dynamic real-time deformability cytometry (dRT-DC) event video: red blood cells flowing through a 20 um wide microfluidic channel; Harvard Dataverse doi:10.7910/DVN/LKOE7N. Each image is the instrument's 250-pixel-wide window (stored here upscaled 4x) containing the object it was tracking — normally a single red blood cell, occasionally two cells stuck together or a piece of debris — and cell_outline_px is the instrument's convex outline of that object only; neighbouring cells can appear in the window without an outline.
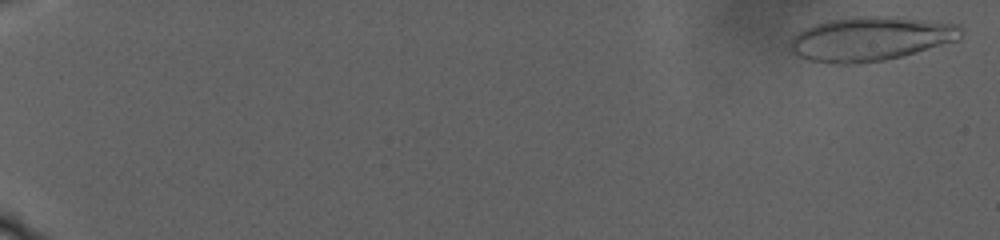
{"species": "human", "species_latin": "Homo sapiens", "temperature_condition": "warm", "stored_images_in_passage": 61, "camera_frame_rate_fps": 3000, "um_per_image_px": 0.085, "donor": {"sex": "male"}, "frame": {"image": 1, "passage_image": 2, "time_ms": 0.333, "image_size_px": [1000, 240], "cell_outline_px": [[960, 36], [956, 40], [900, 56], [884, 60], [856, 64], [836, 64], [812, 60], [800, 56], [792, 52], [792, 40], [800, 32], [816, 24], [832, 20], [924, 20], [956, 24], [960, 28]], "centroid_in_image_um": [73.98, 3.37], "position_along_channel_um": 11.0, "area_um2": 40.92}}
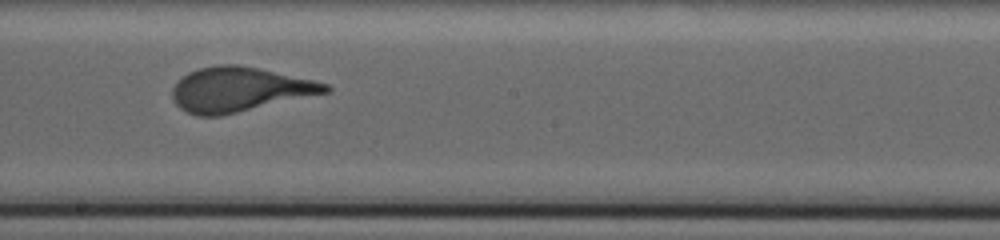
{"frame": {"image": 2, "passage_image": 44, "time_ms": 21.333, "image_size_px": [1000, 240], "cell_outline_px": [[332, 88], [328, 92], [220, 116], [196, 116], [180, 108], [172, 100], [172, 88], [188, 72], [200, 68], [220, 64], [236, 64], [256, 68], [312, 80], [328, 84]], "centroid_in_image_um": [20.31, 7.61], "position_along_channel_um": 227.9, "area_um2": 39.13}}
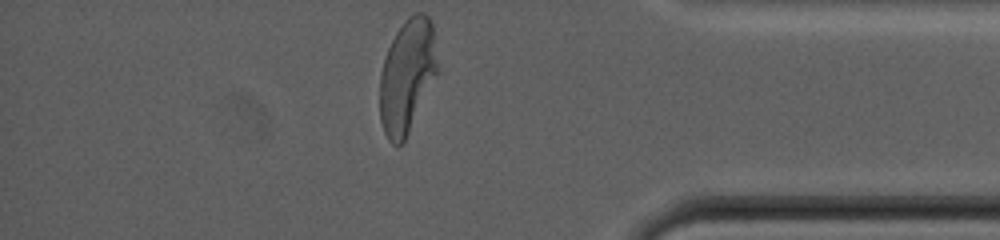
{"frame": {"image": 3, "passage_image": 61, "time_ms": 30.333, "image_size_px": [1000, 240], "cell_outline_px": [[440, 72], [404, 144], [396, 148], [388, 140], [384, 132], [380, 120], [380, 76], [384, 60], [388, 48], [396, 32], [408, 16], [416, 12], [424, 12], [428, 16], [432, 24], [440, 68]], "centroid_in_image_um": [34.65, 6.52], "position_along_channel_um": 400.6, "area_um2": 39.36}}